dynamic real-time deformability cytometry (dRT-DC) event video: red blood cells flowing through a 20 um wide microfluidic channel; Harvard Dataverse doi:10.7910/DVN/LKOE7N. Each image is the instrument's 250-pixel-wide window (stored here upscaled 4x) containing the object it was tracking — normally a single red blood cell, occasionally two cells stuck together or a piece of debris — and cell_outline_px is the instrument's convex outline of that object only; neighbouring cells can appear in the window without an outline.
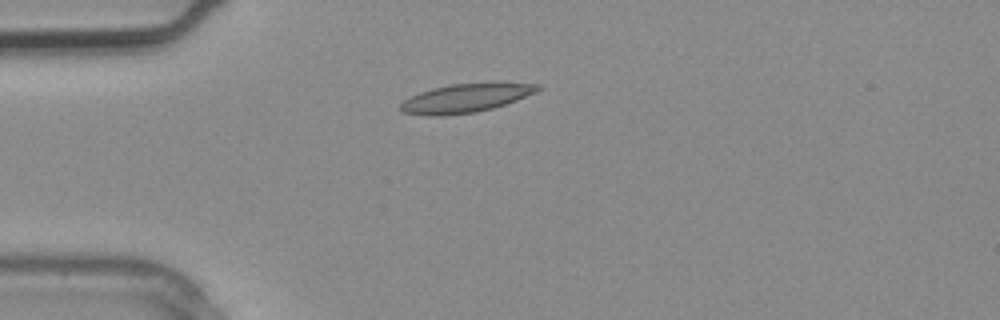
{"species": "common noctule bat (a hibernating species)", "species_latin": "Nyctalus noctula", "temperature_condition": "warm", "stored_images_in_passage": 2, "camera_frame_rate_fps": 3000, "um_per_image_px": 0.085, "animal": {"sex": "male", "body_mass_g": 20.4}, "frame": {"image": 1, "passage_image": 2, "time_ms": 0.333, "image_size_px": [1000, 320], "cell_outline_px": [[544, 88], [536, 92], [516, 100], [492, 108], [476, 112], [440, 116], [432, 116], [400, 112], [400, 104], [404, 100], [420, 92], [432, 88], [452, 84], [540, 84]], "centroid_in_image_um": [39.53, 8.36], "position_along_channel_um": 45.5, "area_um2": 22.37}}